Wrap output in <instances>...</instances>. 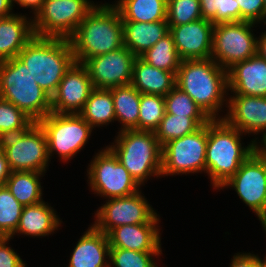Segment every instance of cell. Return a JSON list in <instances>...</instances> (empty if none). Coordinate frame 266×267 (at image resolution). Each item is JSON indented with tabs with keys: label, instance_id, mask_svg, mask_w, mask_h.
Wrapping results in <instances>:
<instances>
[{
	"label": "cell",
	"instance_id": "cell-1",
	"mask_svg": "<svg viewBox=\"0 0 266 267\" xmlns=\"http://www.w3.org/2000/svg\"><path fill=\"white\" fill-rule=\"evenodd\" d=\"M69 40L75 62L82 64L92 57L118 50L124 46L119 11L112 4H96Z\"/></svg>",
	"mask_w": 266,
	"mask_h": 267
},
{
	"label": "cell",
	"instance_id": "cell-2",
	"mask_svg": "<svg viewBox=\"0 0 266 267\" xmlns=\"http://www.w3.org/2000/svg\"><path fill=\"white\" fill-rule=\"evenodd\" d=\"M36 83L52 97L66 71L75 62L67 38L34 36L18 53Z\"/></svg>",
	"mask_w": 266,
	"mask_h": 267
},
{
	"label": "cell",
	"instance_id": "cell-3",
	"mask_svg": "<svg viewBox=\"0 0 266 267\" xmlns=\"http://www.w3.org/2000/svg\"><path fill=\"white\" fill-rule=\"evenodd\" d=\"M176 86L187 93L211 120L219 119L218 112L228 101L225 97L228 94L227 70L212 58L182 61L176 74Z\"/></svg>",
	"mask_w": 266,
	"mask_h": 267
},
{
	"label": "cell",
	"instance_id": "cell-4",
	"mask_svg": "<svg viewBox=\"0 0 266 267\" xmlns=\"http://www.w3.org/2000/svg\"><path fill=\"white\" fill-rule=\"evenodd\" d=\"M242 132L228 125L223 119H213L208 123L206 148V173L211 185L218 190L242 163L255 151L256 140L242 146Z\"/></svg>",
	"mask_w": 266,
	"mask_h": 267
},
{
	"label": "cell",
	"instance_id": "cell-5",
	"mask_svg": "<svg viewBox=\"0 0 266 267\" xmlns=\"http://www.w3.org/2000/svg\"><path fill=\"white\" fill-rule=\"evenodd\" d=\"M0 98L14 104L34 122L51 113V97L17 57L0 61Z\"/></svg>",
	"mask_w": 266,
	"mask_h": 267
},
{
	"label": "cell",
	"instance_id": "cell-6",
	"mask_svg": "<svg viewBox=\"0 0 266 267\" xmlns=\"http://www.w3.org/2000/svg\"><path fill=\"white\" fill-rule=\"evenodd\" d=\"M114 145L107 146L141 186L162 171V146L155 132L144 130L119 131ZM149 176V177H148Z\"/></svg>",
	"mask_w": 266,
	"mask_h": 267
},
{
	"label": "cell",
	"instance_id": "cell-7",
	"mask_svg": "<svg viewBox=\"0 0 266 267\" xmlns=\"http://www.w3.org/2000/svg\"><path fill=\"white\" fill-rule=\"evenodd\" d=\"M95 6L90 0H45L32 19L34 35L69 39Z\"/></svg>",
	"mask_w": 266,
	"mask_h": 267
},
{
	"label": "cell",
	"instance_id": "cell-8",
	"mask_svg": "<svg viewBox=\"0 0 266 267\" xmlns=\"http://www.w3.org/2000/svg\"><path fill=\"white\" fill-rule=\"evenodd\" d=\"M0 150L11 171L45 173L51 159L45 132L38 122L33 123L26 131L1 138Z\"/></svg>",
	"mask_w": 266,
	"mask_h": 267
},
{
	"label": "cell",
	"instance_id": "cell-9",
	"mask_svg": "<svg viewBox=\"0 0 266 267\" xmlns=\"http://www.w3.org/2000/svg\"><path fill=\"white\" fill-rule=\"evenodd\" d=\"M46 138L48 155L56 152L62 161H68L87 143L93 127L80 114L49 113L39 122Z\"/></svg>",
	"mask_w": 266,
	"mask_h": 267
},
{
	"label": "cell",
	"instance_id": "cell-10",
	"mask_svg": "<svg viewBox=\"0 0 266 267\" xmlns=\"http://www.w3.org/2000/svg\"><path fill=\"white\" fill-rule=\"evenodd\" d=\"M254 24L249 21L215 24L211 58L228 70L234 64L257 54L258 38L254 37L251 29Z\"/></svg>",
	"mask_w": 266,
	"mask_h": 267
},
{
	"label": "cell",
	"instance_id": "cell-11",
	"mask_svg": "<svg viewBox=\"0 0 266 267\" xmlns=\"http://www.w3.org/2000/svg\"><path fill=\"white\" fill-rule=\"evenodd\" d=\"M208 123L195 132L168 141L162 146L161 176L206 173Z\"/></svg>",
	"mask_w": 266,
	"mask_h": 267
},
{
	"label": "cell",
	"instance_id": "cell-12",
	"mask_svg": "<svg viewBox=\"0 0 266 267\" xmlns=\"http://www.w3.org/2000/svg\"><path fill=\"white\" fill-rule=\"evenodd\" d=\"M89 166L87 181L97 195L109 199L139 191L140 185L107 146L95 155Z\"/></svg>",
	"mask_w": 266,
	"mask_h": 267
},
{
	"label": "cell",
	"instance_id": "cell-13",
	"mask_svg": "<svg viewBox=\"0 0 266 267\" xmlns=\"http://www.w3.org/2000/svg\"><path fill=\"white\" fill-rule=\"evenodd\" d=\"M228 186L235 189L259 220L266 219V159L254 151L220 188Z\"/></svg>",
	"mask_w": 266,
	"mask_h": 267
},
{
	"label": "cell",
	"instance_id": "cell-14",
	"mask_svg": "<svg viewBox=\"0 0 266 267\" xmlns=\"http://www.w3.org/2000/svg\"><path fill=\"white\" fill-rule=\"evenodd\" d=\"M156 214L138 191L125 197L109 198L95 213L93 226L107 235L119 226L148 223Z\"/></svg>",
	"mask_w": 266,
	"mask_h": 267
},
{
	"label": "cell",
	"instance_id": "cell-15",
	"mask_svg": "<svg viewBox=\"0 0 266 267\" xmlns=\"http://www.w3.org/2000/svg\"><path fill=\"white\" fill-rule=\"evenodd\" d=\"M136 56L125 46L87 59L83 65L94 88L112 89L131 84Z\"/></svg>",
	"mask_w": 266,
	"mask_h": 267
},
{
	"label": "cell",
	"instance_id": "cell-16",
	"mask_svg": "<svg viewBox=\"0 0 266 267\" xmlns=\"http://www.w3.org/2000/svg\"><path fill=\"white\" fill-rule=\"evenodd\" d=\"M93 89L94 86L85 66L82 63L74 62L51 97V112L79 114Z\"/></svg>",
	"mask_w": 266,
	"mask_h": 267
},
{
	"label": "cell",
	"instance_id": "cell-17",
	"mask_svg": "<svg viewBox=\"0 0 266 267\" xmlns=\"http://www.w3.org/2000/svg\"><path fill=\"white\" fill-rule=\"evenodd\" d=\"M169 28L182 61L211 58L214 24L210 20L202 18Z\"/></svg>",
	"mask_w": 266,
	"mask_h": 267
},
{
	"label": "cell",
	"instance_id": "cell-18",
	"mask_svg": "<svg viewBox=\"0 0 266 267\" xmlns=\"http://www.w3.org/2000/svg\"><path fill=\"white\" fill-rule=\"evenodd\" d=\"M225 104L229 108L228 115L219 119H223L228 125L244 134L266 133V97L233 93Z\"/></svg>",
	"mask_w": 266,
	"mask_h": 267
},
{
	"label": "cell",
	"instance_id": "cell-19",
	"mask_svg": "<svg viewBox=\"0 0 266 267\" xmlns=\"http://www.w3.org/2000/svg\"><path fill=\"white\" fill-rule=\"evenodd\" d=\"M160 218L156 214L148 223L123 225L112 229L107 235L110 248L141 252H162L158 228Z\"/></svg>",
	"mask_w": 266,
	"mask_h": 267
},
{
	"label": "cell",
	"instance_id": "cell-20",
	"mask_svg": "<svg viewBox=\"0 0 266 267\" xmlns=\"http://www.w3.org/2000/svg\"><path fill=\"white\" fill-rule=\"evenodd\" d=\"M228 90L238 95L266 97V60L255 54L227 70Z\"/></svg>",
	"mask_w": 266,
	"mask_h": 267
},
{
	"label": "cell",
	"instance_id": "cell-21",
	"mask_svg": "<svg viewBox=\"0 0 266 267\" xmlns=\"http://www.w3.org/2000/svg\"><path fill=\"white\" fill-rule=\"evenodd\" d=\"M107 256V257H106ZM108 235L93 225L78 240L69 260L68 267H110Z\"/></svg>",
	"mask_w": 266,
	"mask_h": 267
},
{
	"label": "cell",
	"instance_id": "cell-22",
	"mask_svg": "<svg viewBox=\"0 0 266 267\" xmlns=\"http://www.w3.org/2000/svg\"><path fill=\"white\" fill-rule=\"evenodd\" d=\"M34 36L32 19L22 14L0 18V61L17 57Z\"/></svg>",
	"mask_w": 266,
	"mask_h": 267
},
{
	"label": "cell",
	"instance_id": "cell-23",
	"mask_svg": "<svg viewBox=\"0 0 266 267\" xmlns=\"http://www.w3.org/2000/svg\"><path fill=\"white\" fill-rule=\"evenodd\" d=\"M123 45L136 57L154 46L170 32L167 20L157 22L122 21Z\"/></svg>",
	"mask_w": 266,
	"mask_h": 267
},
{
	"label": "cell",
	"instance_id": "cell-24",
	"mask_svg": "<svg viewBox=\"0 0 266 267\" xmlns=\"http://www.w3.org/2000/svg\"><path fill=\"white\" fill-rule=\"evenodd\" d=\"M177 72L155 68L140 57L133 63L131 85L143 94L166 96L176 86Z\"/></svg>",
	"mask_w": 266,
	"mask_h": 267
},
{
	"label": "cell",
	"instance_id": "cell-25",
	"mask_svg": "<svg viewBox=\"0 0 266 267\" xmlns=\"http://www.w3.org/2000/svg\"><path fill=\"white\" fill-rule=\"evenodd\" d=\"M62 221L56 211L42 201L38 204L24 206L16 229V233L30 237H45L54 233L60 227Z\"/></svg>",
	"mask_w": 266,
	"mask_h": 267
},
{
	"label": "cell",
	"instance_id": "cell-26",
	"mask_svg": "<svg viewBox=\"0 0 266 267\" xmlns=\"http://www.w3.org/2000/svg\"><path fill=\"white\" fill-rule=\"evenodd\" d=\"M114 102L115 117L122 126L120 131L138 130L140 95L131 84L110 89Z\"/></svg>",
	"mask_w": 266,
	"mask_h": 267
},
{
	"label": "cell",
	"instance_id": "cell-27",
	"mask_svg": "<svg viewBox=\"0 0 266 267\" xmlns=\"http://www.w3.org/2000/svg\"><path fill=\"white\" fill-rule=\"evenodd\" d=\"M114 6L119 11L122 21L167 20V0H118Z\"/></svg>",
	"mask_w": 266,
	"mask_h": 267
},
{
	"label": "cell",
	"instance_id": "cell-28",
	"mask_svg": "<svg viewBox=\"0 0 266 267\" xmlns=\"http://www.w3.org/2000/svg\"><path fill=\"white\" fill-rule=\"evenodd\" d=\"M41 175L40 172L12 171L4 185L23 206L38 204L43 201Z\"/></svg>",
	"mask_w": 266,
	"mask_h": 267
},
{
	"label": "cell",
	"instance_id": "cell-29",
	"mask_svg": "<svg viewBox=\"0 0 266 267\" xmlns=\"http://www.w3.org/2000/svg\"><path fill=\"white\" fill-rule=\"evenodd\" d=\"M93 128L108 125L116 120L110 89L94 88L83 110L79 113Z\"/></svg>",
	"mask_w": 266,
	"mask_h": 267
},
{
	"label": "cell",
	"instance_id": "cell-30",
	"mask_svg": "<svg viewBox=\"0 0 266 267\" xmlns=\"http://www.w3.org/2000/svg\"><path fill=\"white\" fill-rule=\"evenodd\" d=\"M209 117H187L164 113L159 127L154 131L161 146L168 141L191 134L209 123Z\"/></svg>",
	"mask_w": 266,
	"mask_h": 267
},
{
	"label": "cell",
	"instance_id": "cell-31",
	"mask_svg": "<svg viewBox=\"0 0 266 267\" xmlns=\"http://www.w3.org/2000/svg\"><path fill=\"white\" fill-rule=\"evenodd\" d=\"M139 57L153 67L168 72H177L182 62L170 32Z\"/></svg>",
	"mask_w": 266,
	"mask_h": 267
},
{
	"label": "cell",
	"instance_id": "cell-32",
	"mask_svg": "<svg viewBox=\"0 0 266 267\" xmlns=\"http://www.w3.org/2000/svg\"><path fill=\"white\" fill-rule=\"evenodd\" d=\"M23 207L5 185L0 186V237L15 235Z\"/></svg>",
	"mask_w": 266,
	"mask_h": 267
},
{
	"label": "cell",
	"instance_id": "cell-33",
	"mask_svg": "<svg viewBox=\"0 0 266 267\" xmlns=\"http://www.w3.org/2000/svg\"><path fill=\"white\" fill-rule=\"evenodd\" d=\"M164 113V96L141 93L138 130L154 132L159 127Z\"/></svg>",
	"mask_w": 266,
	"mask_h": 267
},
{
	"label": "cell",
	"instance_id": "cell-34",
	"mask_svg": "<svg viewBox=\"0 0 266 267\" xmlns=\"http://www.w3.org/2000/svg\"><path fill=\"white\" fill-rule=\"evenodd\" d=\"M33 123L35 122L14 104L0 98V139L26 131Z\"/></svg>",
	"mask_w": 266,
	"mask_h": 267
},
{
	"label": "cell",
	"instance_id": "cell-35",
	"mask_svg": "<svg viewBox=\"0 0 266 267\" xmlns=\"http://www.w3.org/2000/svg\"><path fill=\"white\" fill-rule=\"evenodd\" d=\"M202 19L199 0H167V23L178 26Z\"/></svg>",
	"mask_w": 266,
	"mask_h": 267
},
{
	"label": "cell",
	"instance_id": "cell-36",
	"mask_svg": "<svg viewBox=\"0 0 266 267\" xmlns=\"http://www.w3.org/2000/svg\"><path fill=\"white\" fill-rule=\"evenodd\" d=\"M165 113L187 117H208L193 99L175 86L164 97Z\"/></svg>",
	"mask_w": 266,
	"mask_h": 267
},
{
	"label": "cell",
	"instance_id": "cell-37",
	"mask_svg": "<svg viewBox=\"0 0 266 267\" xmlns=\"http://www.w3.org/2000/svg\"><path fill=\"white\" fill-rule=\"evenodd\" d=\"M162 252H141L121 248H110V267H158L154 263L153 256H159Z\"/></svg>",
	"mask_w": 266,
	"mask_h": 267
},
{
	"label": "cell",
	"instance_id": "cell-38",
	"mask_svg": "<svg viewBox=\"0 0 266 267\" xmlns=\"http://www.w3.org/2000/svg\"><path fill=\"white\" fill-rule=\"evenodd\" d=\"M241 21L265 23L264 0H237Z\"/></svg>",
	"mask_w": 266,
	"mask_h": 267
},
{
	"label": "cell",
	"instance_id": "cell-39",
	"mask_svg": "<svg viewBox=\"0 0 266 267\" xmlns=\"http://www.w3.org/2000/svg\"><path fill=\"white\" fill-rule=\"evenodd\" d=\"M241 21L237 0H219L217 7V24Z\"/></svg>",
	"mask_w": 266,
	"mask_h": 267
},
{
	"label": "cell",
	"instance_id": "cell-40",
	"mask_svg": "<svg viewBox=\"0 0 266 267\" xmlns=\"http://www.w3.org/2000/svg\"><path fill=\"white\" fill-rule=\"evenodd\" d=\"M10 237H0V267H24L25 263L11 247L6 246Z\"/></svg>",
	"mask_w": 266,
	"mask_h": 267
},
{
	"label": "cell",
	"instance_id": "cell-41",
	"mask_svg": "<svg viewBox=\"0 0 266 267\" xmlns=\"http://www.w3.org/2000/svg\"><path fill=\"white\" fill-rule=\"evenodd\" d=\"M230 267H264V264L258 255L251 253H239L233 256Z\"/></svg>",
	"mask_w": 266,
	"mask_h": 267
},
{
	"label": "cell",
	"instance_id": "cell-42",
	"mask_svg": "<svg viewBox=\"0 0 266 267\" xmlns=\"http://www.w3.org/2000/svg\"><path fill=\"white\" fill-rule=\"evenodd\" d=\"M201 5L202 18L217 24V7L219 0H199Z\"/></svg>",
	"mask_w": 266,
	"mask_h": 267
},
{
	"label": "cell",
	"instance_id": "cell-43",
	"mask_svg": "<svg viewBox=\"0 0 266 267\" xmlns=\"http://www.w3.org/2000/svg\"><path fill=\"white\" fill-rule=\"evenodd\" d=\"M11 172L12 171L9 167L8 161L5 155L0 150V186L5 184Z\"/></svg>",
	"mask_w": 266,
	"mask_h": 267
},
{
	"label": "cell",
	"instance_id": "cell-44",
	"mask_svg": "<svg viewBox=\"0 0 266 267\" xmlns=\"http://www.w3.org/2000/svg\"><path fill=\"white\" fill-rule=\"evenodd\" d=\"M45 0H11L12 6L14 2L19 4L21 7L31 8L34 12V16L40 10Z\"/></svg>",
	"mask_w": 266,
	"mask_h": 267
},
{
	"label": "cell",
	"instance_id": "cell-45",
	"mask_svg": "<svg viewBox=\"0 0 266 267\" xmlns=\"http://www.w3.org/2000/svg\"><path fill=\"white\" fill-rule=\"evenodd\" d=\"M12 8L11 0H0V18L14 14Z\"/></svg>",
	"mask_w": 266,
	"mask_h": 267
},
{
	"label": "cell",
	"instance_id": "cell-46",
	"mask_svg": "<svg viewBox=\"0 0 266 267\" xmlns=\"http://www.w3.org/2000/svg\"><path fill=\"white\" fill-rule=\"evenodd\" d=\"M261 37H258V47H257V54L260 55L263 59L266 60V31Z\"/></svg>",
	"mask_w": 266,
	"mask_h": 267
},
{
	"label": "cell",
	"instance_id": "cell-47",
	"mask_svg": "<svg viewBox=\"0 0 266 267\" xmlns=\"http://www.w3.org/2000/svg\"><path fill=\"white\" fill-rule=\"evenodd\" d=\"M261 147L258 142L255 143V151L264 159H266V133L262 136ZM263 146V147H262Z\"/></svg>",
	"mask_w": 266,
	"mask_h": 267
},
{
	"label": "cell",
	"instance_id": "cell-48",
	"mask_svg": "<svg viewBox=\"0 0 266 267\" xmlns=\"http://www.w3.org/2000/svg\"><path fill=\"white\" fill-rule=\"evenodd\" d=\"M261 224H262V227L263 229L266 231V219H261ZM263 264H266V257L264 260H261Z\"/></svg>",
	"mask_w": 266,
	"mask_h": 267
},
{
	"label": "cell",
	"instance_id": "cell-49",
	"mask_svg": "<svg viewBox=\"0 0 266 267\" xmlns=\"http://www.w3.org/2000/svg\"><path fill=\"white\" fill-rule=\"evenodd\" d=\"M264 8H265V24H266V0H264Z\"/></svg>",
	"mask_w": 266,
	"mask_h": 267
}]
</instances>
